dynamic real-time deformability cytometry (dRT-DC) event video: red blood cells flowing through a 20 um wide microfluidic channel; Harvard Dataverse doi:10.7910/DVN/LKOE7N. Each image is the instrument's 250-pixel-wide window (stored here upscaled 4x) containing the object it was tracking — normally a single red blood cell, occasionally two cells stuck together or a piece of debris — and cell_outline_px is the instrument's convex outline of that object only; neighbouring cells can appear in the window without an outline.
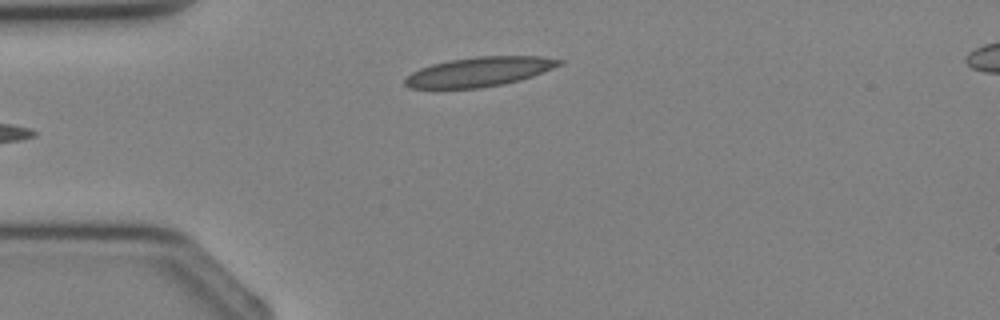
{"species": "Egyptian fruit bat (a non-hibernating species)", "species_latin": "Rousettus aegyptiacus", "temperature_condition": "cold", "stored_images_in_passage": 2, "camera_frame_rate_fps": 3000, "um_per_image_px": 0.085, "animal": {"sex": "female"}, "frame": {"image": 1, "passage_image": 2, "time_ms": 1.333, "image_size_px": [1000, 320], "cell_outline_px": [[564, 64], [532, 76], [520, 80], [504, 84], [480, 88], [408, 88], [404, 84], [404, 80], [412, 72], [420, 68], [432, 64], [448, 60], [476, 56], [540, 56], [564, 60]], "centroid_in_image_um": [40.76, 6.09], "position_along_channel_um": 44.2, "area_um2": 26.59}}